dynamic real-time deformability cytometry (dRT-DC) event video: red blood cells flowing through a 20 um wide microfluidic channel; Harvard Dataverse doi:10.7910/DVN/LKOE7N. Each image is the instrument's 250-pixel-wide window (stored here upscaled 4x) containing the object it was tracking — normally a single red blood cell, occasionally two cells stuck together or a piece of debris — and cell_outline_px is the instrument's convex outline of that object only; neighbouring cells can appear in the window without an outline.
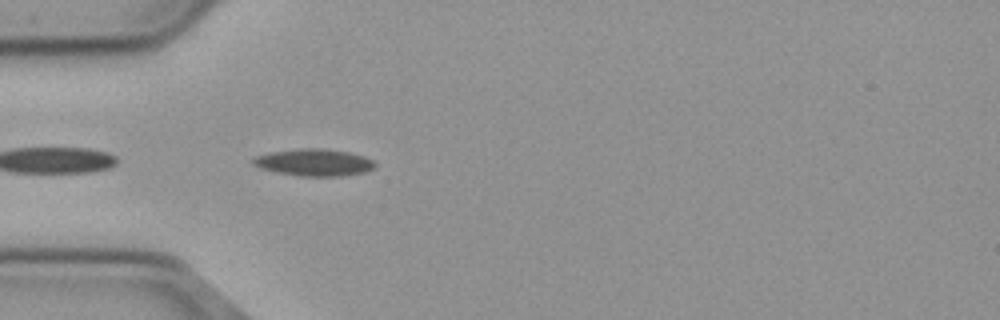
{"species": "common noctule bat (a hibernating species)", "species_latin": "Nyctalus noctula", "temperature_condition": "cold", "stored_images_in_passage": 11, "camera_frame_rate_fps": 3000, "um_per_image_px": 0.085, "animal": {"sex": "male", "body_mass_g": 23.1, "forearm_length_mm": 52.7}, "frame": {"image": 1, "passage_image": 2, "time_ms": 0.333, "image_size_px": [1000, 320], "cell_outline_px": [[376, 168], [364, 172], [344, 176], [300, 176], [276, 172], [260, 168], [252, 164], [252, 160], [256, 156], [272, 152], [300, 148], [324, 148], [348, 152], [364, 156], [376, 160]], "centroid_in_image_um": [26.75, 13.81], "position_along_channel_um": 58.3, "area_um2": 19.36}}